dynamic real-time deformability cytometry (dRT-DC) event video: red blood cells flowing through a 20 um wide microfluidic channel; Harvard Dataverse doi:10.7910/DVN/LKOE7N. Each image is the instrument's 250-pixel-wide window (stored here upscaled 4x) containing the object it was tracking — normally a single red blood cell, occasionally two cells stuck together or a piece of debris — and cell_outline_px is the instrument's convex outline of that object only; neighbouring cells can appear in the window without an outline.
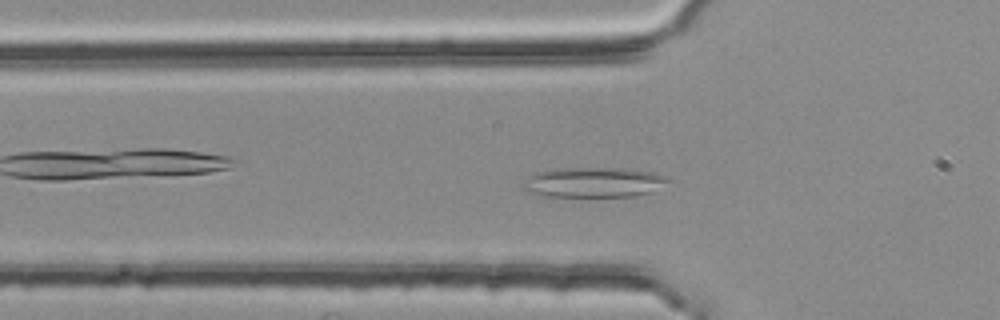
{"species": "common noctule bat (a hibernating species)", "species_latin": "Nyctalus noctula", "temperature_condition": "room temperature", "stored_images_in_passage": 48, "camera_frame_rate_fps": 3000, "um_per_image_px": 0.085, "animal": {"sex": "female", "body_mass_g": 25.1}, "frame": {"image": 1, "passage_image": 15, "time_ms": 4.667, "image_size_px": [1000, 320], "cell_outline_px": [[672, 180], [652, 192], [636, 196], [536, 196], [520, 188], [528, 176], [536, 172], [560, 168], [628, 168], [652, 172], [668, 176]], "centroid_in_image_um": [50.46, 15.5], "position_along_channel_um": 75.3, "area_um2": 25.78}}
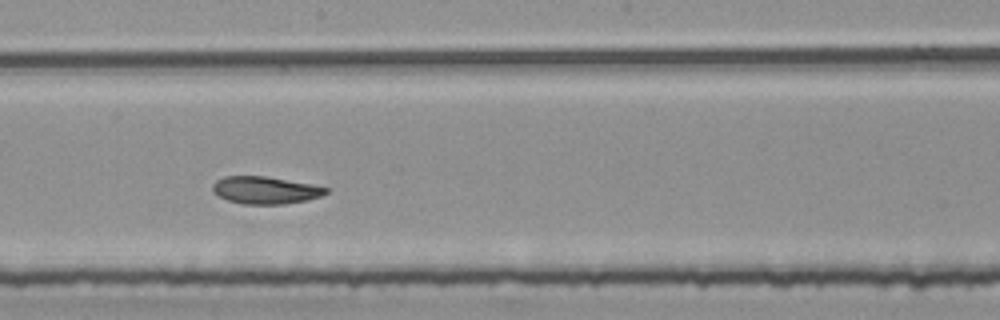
{"frame": {"image": 2, "passage_image": 27, "time_ms": 8.667, "image_size_px": [1000, 320], "cell_outline_px": [[328, 192], [320, 196], [304, 200], [284, 204], [244, 204], [228, 200], [212, 192], [212, 184], [216, 180], [224, 176], [264, 176], [312, 184], [328, 188]], "centroid_in_image_um": [22.51, 16.16], "position_along_channel_um": 225.7, "area_um2": 17.92}}
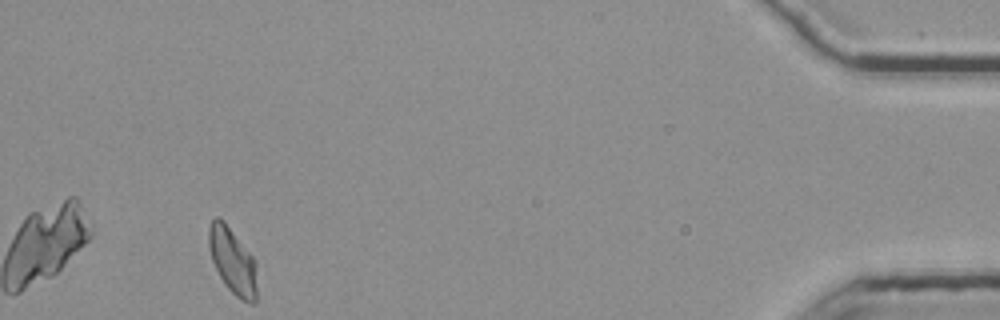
{"frame": {"image": 3, "passage_image": 48, "time_ms": 15.667, "image_size_px": [1000, 320], "cell_outline_px": [[256, 304], [248, 304], [236, 296], [224, 284], [212, 260], [208, 244], [208, 228], [212, 220], [216, 216], [220, 216], [224, 220], [256, 260]], "centroid_in_image_um": [19.78, 22.17], "position_along_channel_um": 415.4, "area_um2": 18.79}, "authors_computed_cell_mechanics": {"area_um2": 18.6405, "velocity_mm_per_s": 3.7433, "shape_relaxation_time_tau1_ms": 9.0525, "shape_relaxation_time_tau2_ms": 5.6405, "deformation_change_tau1": 0.1865, "deformation_change_tau2": 0.1137}}